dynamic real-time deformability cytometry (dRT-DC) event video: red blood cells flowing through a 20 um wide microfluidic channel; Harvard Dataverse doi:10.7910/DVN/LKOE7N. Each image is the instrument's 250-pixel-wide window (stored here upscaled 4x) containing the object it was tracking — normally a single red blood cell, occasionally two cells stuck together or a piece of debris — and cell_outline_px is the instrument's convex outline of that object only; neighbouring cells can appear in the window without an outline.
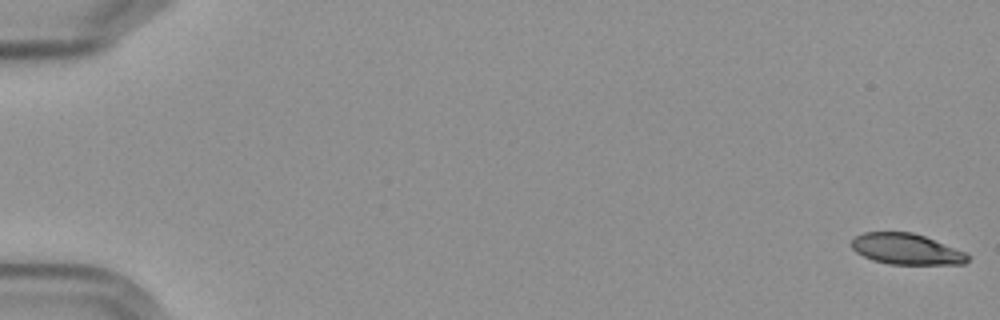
{"species": "Egyptian fruit bat (a non-hibernating species)", "species_latin": "Rousettus aegyptiacus", "temperature_condition": "cold", "stored_images_in_passage": 5, "camera_frame_rate_fps": 3000, "um_per_image_px": 0.085, "frame": {"image": 1, "passage_image": 1, "time_ms": 0.0, "image_size_px": [1000, 320], "cell_outline_px": [[972, 256], [964, 264], [888, 264], [872, 260], [856, 252], [852, 248], [852, 240], [856, 236], [864, 232], [912, 232], [924, 236], [964, 252]], "centroid_in_image_um": [77.03, 21.18], "position_along_channel_um": 8.0, "area_um2": 20.75}}
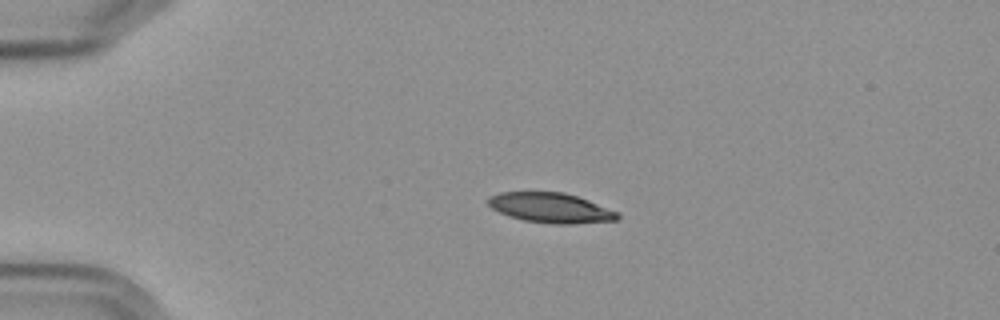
{"frame": {"image": 2, "passage_image": 4, "time_ms": 4.333, "image_size_px": [1000, 320], "cell_outline_px": [[620, 216], [616, 220], [576, 224], [552, 224], [524, 220], [508, 216], [492, 208], [488, 204], [488, 196], [500, 192], [564, 192], [588, 200], [620, 212]], "centroid_in_image_um": [46.82, 17.67], "position_along_channel_um": 38.2, "area_um2": 22.66}}